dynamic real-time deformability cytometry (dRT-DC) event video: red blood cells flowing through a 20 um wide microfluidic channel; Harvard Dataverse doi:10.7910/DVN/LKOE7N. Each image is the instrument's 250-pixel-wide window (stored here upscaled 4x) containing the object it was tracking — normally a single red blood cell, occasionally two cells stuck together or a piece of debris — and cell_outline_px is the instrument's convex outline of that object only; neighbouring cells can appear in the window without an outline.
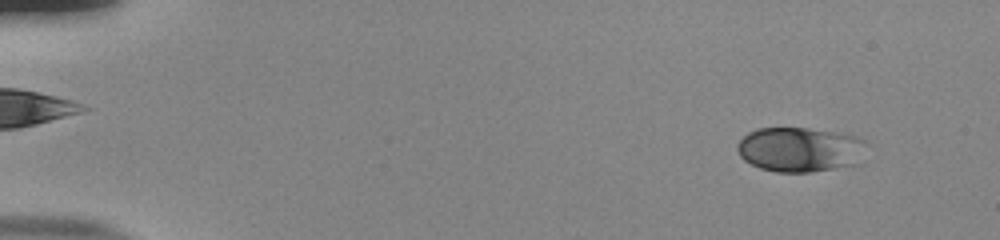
{"species": "human", "species_latin": "Homo sapiens", "temperature_condition": "room temperature", "stored_images_in_passage": 54, "camera_frame_rate_fps": 3000, "um_per_image_px": 0.085, "donor": {"sex": "male"}, "frame": {"image": 1, "passage_image": 5, "time_ms": 1.333, "image_size_px": [1000, 240], "cell_outline_px": [[864, 140], [860, 164], [808, 172], [776, 172], [760, 168], [744, 160], [740, 156], [736, 148], [736, 144], [748, 132], [756, 128], [808, 128], [856, 136]], "centroid_in_image_um": [67.95, 12.71], "position_along_channel_um": 17.1, "area_um2": 33.52}}
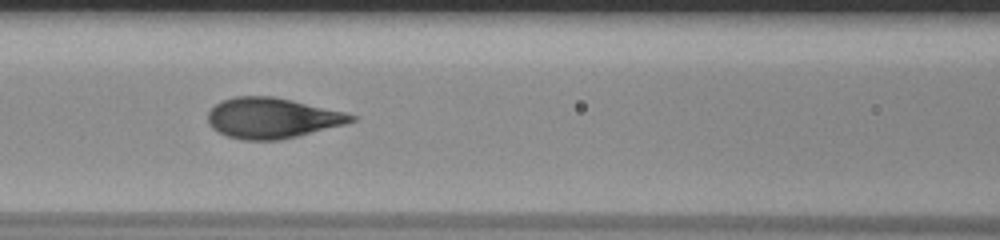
{"frame": {"image": 2, "passage_image": 25, "time_ms": 8.0, "image_size_px": [1000, 240], "cell_outline_px": [[360, 116], [356, 120], [344, 124], [280, 140], [244, 140], [228, 136], [212, 128], [208, 124], [208, 112], [220, 100], [232, 96], [272, 96], [292, 100], [348, 112]], "centroid_in_image_um": [23.14, 10.02], "position_along_channel_um": 143.5, "area_um2": 33.93}}
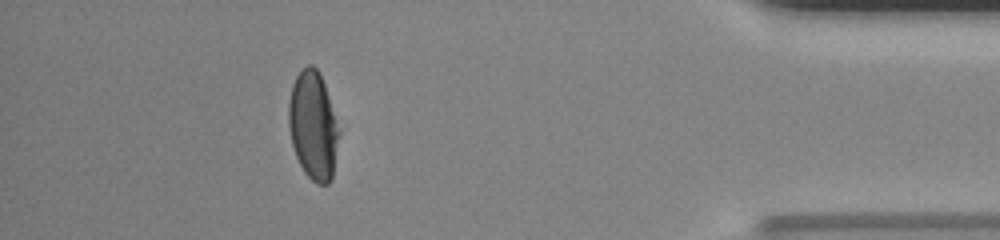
{"frame": {"image": 3, "passage_image": 49, "time_ms": 16.0, "image_size_px": [1000, 240], "cell_outline_px": [[340, 132], [332, 180], [328, 184], [316, 184], [304, 172], [296, 156], [292, 144], [288, 124], [288, 100], [292, 84], [296, 76], [308, 64], [312, 64], [320, 72], [340, 128]], "centroid_in_image_um": [26.62, 10.68], "position_along_channel_um": 408.6, "area_um2": 32.08}, "authors_computed_cell_mechanics": {"area_um2": 33.9286, "velocity_mm_per_s": 3.8382, "shape_relaxation_time_tau1_ms": 7.101, "shape_relaxation_time_tau2_ms": null, "deformation_change_tau1": 0.2388, "deformation_change_tau2": null}}